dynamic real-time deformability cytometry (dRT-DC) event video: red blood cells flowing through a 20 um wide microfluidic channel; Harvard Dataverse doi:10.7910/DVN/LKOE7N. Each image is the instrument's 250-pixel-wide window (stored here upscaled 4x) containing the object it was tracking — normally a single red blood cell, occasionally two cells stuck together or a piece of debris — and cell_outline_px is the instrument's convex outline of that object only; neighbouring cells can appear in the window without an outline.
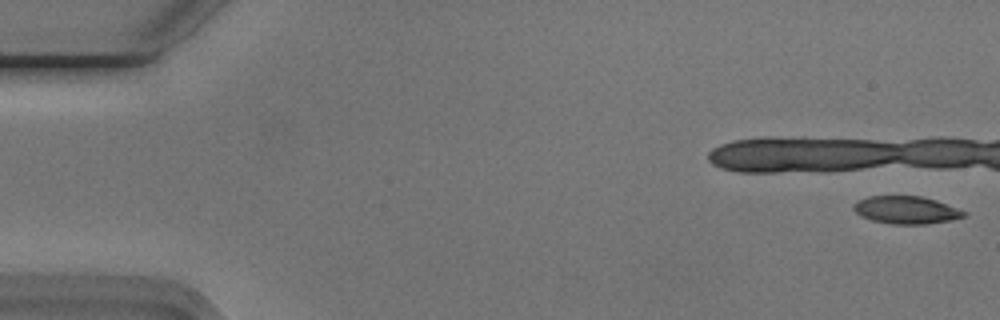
{"species": "Egyptian fruit bat (a non-hibernating species)", "species_latin": "Rousettus aegyptiacus", "temperature_condition": "cold", "stored_images_in_passage": 6, "camera_frame_rate_fps": 3000, "um_per_image_px": 0.085, "animal": {"sex": "male"}, "frame": {"image": 1, "passage_image": 1, "time_ms": 0.0, "image_size_px": [1000, 320], "cell_outline_px": [[968, 212], [964, 216], [948, 220], [928, 224], [892, 224], [872, 220], [860, 216], [852, 208], [852, 204], [868, 196], [920, 196], [936, 200]], "centroid_in_image_um": [77.0, 17.85], "position_along_channel_um": 8.0, "area_um2": 17.69}}